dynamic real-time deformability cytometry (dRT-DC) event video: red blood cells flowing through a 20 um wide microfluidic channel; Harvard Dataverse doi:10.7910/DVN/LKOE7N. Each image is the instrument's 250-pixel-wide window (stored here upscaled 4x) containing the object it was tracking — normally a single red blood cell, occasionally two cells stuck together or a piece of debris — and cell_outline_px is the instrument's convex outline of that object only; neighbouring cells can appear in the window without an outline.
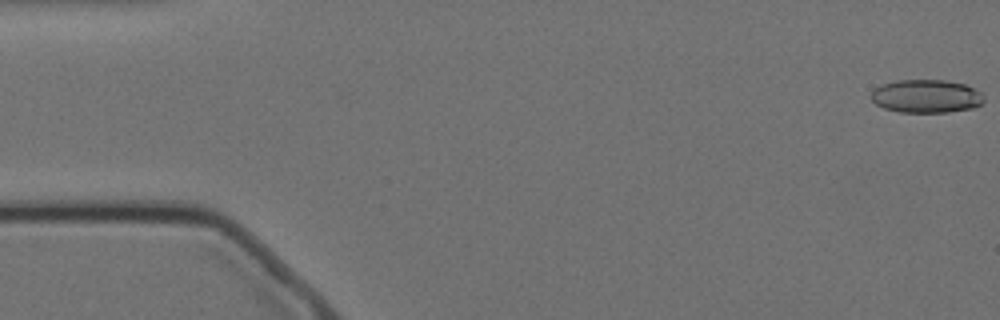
{"species": "Egyptian fruit bat (a non-hibernating species)", "species_latin": "Rousettus aegyptiacus", "temperature_condition": "cold", "stored_images_in_passage": 57, "camera_frame_rate_fps": 3000, "um_per_image_px": 0.085, "animal": {"sex": "female"}, "frame": {"image": 1, "passage_image": 1, "time_ms": 0.0, "image_size_px": [1000, 320], "cell_outline_px": [[984, 100], [980, 104], [972, 108], [948, 112], [900, 112], [884, 108], [876, 104], [872, 100], [872, 92], [876, 88], [884, 84], [896, 80], [944, 80], [964, 84], [980, 92], [984, 96]], "centroid_in_image_um": [78.74, 8.18], "position_along_channel_um": 6.3, "area_um2": 21.62}}
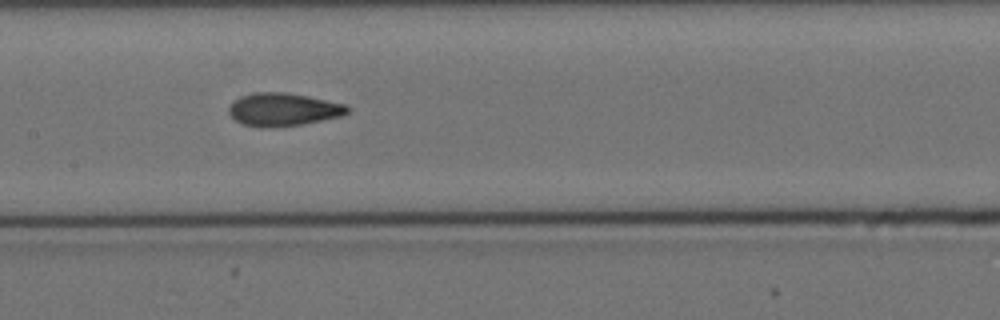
{"frame": {"image": 2, "passage_image": 27, "time_ms": 8.667, "image_size_px": [1000, 320], "cell_outline_px": [[352, 108], [348, 112], [340, 116], [300, 124], [268, 128], [260, 128], [240, 124], [228, 112], [228, 108], [232, 100], [240, 96], [256, 92], [288, 92], [308, 96], [344, 104]], "centroid_in_image_um": [24.01, 9.3], "position_along_channel_um": 183.4, "area_um2": 22.89}}
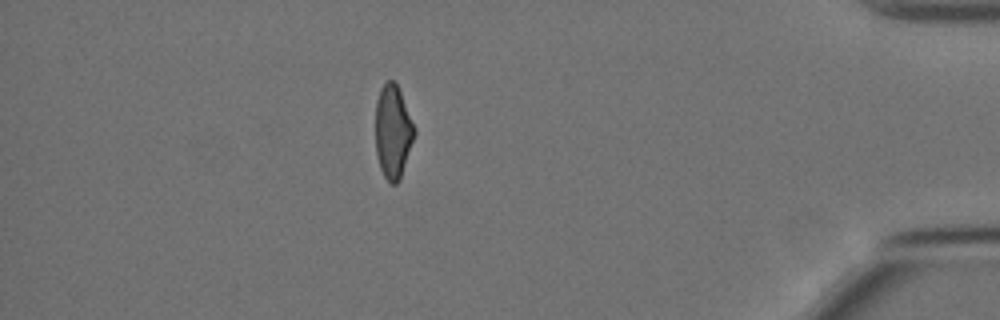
{"frame": {"image": 3, "passage_image": 50, "time_ms": 16.333, "image_size_px": [1000, 320], "cell_outline_px": [[416, 132], [400, 180], [396, 184], [392, 184], [384, 176], [380, 168], [376, 156], [376, 100], [380, 88], [388, 80], [392, 80], [396, 84], [400, 92], [416, 128]], "centroid_in_image_um": [33.4, 11.21], "position_along_channel_um": 401.8, "area_um2": 21.15}, "authors_computed_cell_mechanics": {"area_um2": 22.4264, "velocity_mm_per_s": 3.504, "shape_relaxation_time_tau1_ms": 10.9601, "shape_relaxation_time_tau2_ms": 2.1137, "deformation_change_tau1": 0.2281, "deformation_change_tau2": 0.085}}